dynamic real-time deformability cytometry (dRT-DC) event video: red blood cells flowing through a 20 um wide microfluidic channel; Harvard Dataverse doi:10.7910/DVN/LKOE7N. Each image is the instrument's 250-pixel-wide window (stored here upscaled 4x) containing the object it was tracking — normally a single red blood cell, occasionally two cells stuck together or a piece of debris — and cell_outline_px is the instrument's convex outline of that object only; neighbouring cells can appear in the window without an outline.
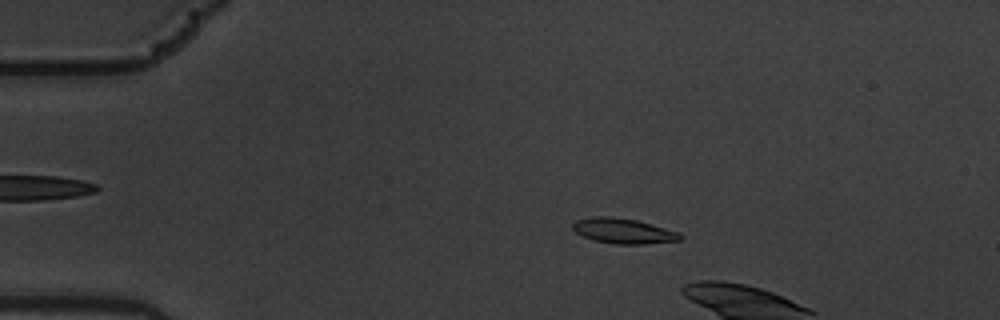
{"species": "common noctule bat (a hibernating species)", "species_latin": "Nyctalus noctula", "temperature_condition": "warm", "stored_images_in_passage": 16, "camera_frame_rate_fps": 3000, "um_per_image_px": 0.085, "animal": {"sex": "male", "body_mass_g": 19.5, "forearm_length_mm": 54.6}, "frame": {"image": 1, "passage_image": 12, "time_ms": 3.667, "image_size_px": [1000, 320], "cell_outline_px": [[684, 236], [680, 240], [644, 244], [616, 244], [592, 240], [576, 232], [572, 228], [572, 224], [576, 220], [592, 216], [612, 216], [636, 220], [680, 232]], "centroid_in_image_um": [52.98, 19.62], "position_along_channel_um": 32.0, "area_um2": 15.84}}